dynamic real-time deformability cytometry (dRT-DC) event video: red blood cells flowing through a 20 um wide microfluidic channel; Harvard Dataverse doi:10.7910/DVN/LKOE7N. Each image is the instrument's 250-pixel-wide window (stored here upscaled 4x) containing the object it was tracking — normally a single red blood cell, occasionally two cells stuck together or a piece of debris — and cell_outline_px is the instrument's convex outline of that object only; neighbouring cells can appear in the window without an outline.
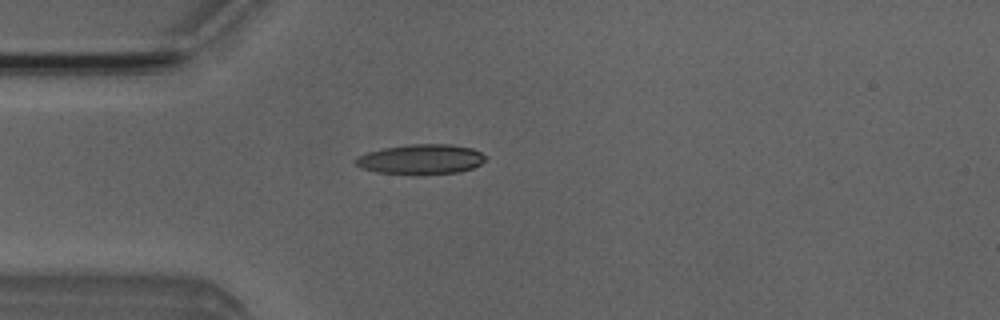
{"species": "Egyptian fruit bat (a non-hibernating species)", "species_latin": "Rousettus aegyptiacus", "temperature_condition": "room temperature", "stored_images_in_passage": 2, "camera_frame_rate_fps": 3000, "um_per_image_px": 0.085, "animal": {"sex": "male"}, "frame": {"image": 1, "passage_image": 2, "time_ms": 1.0, "image_size_px": [1000, 320], "cell_outline_px": [[484, 160], [480, 164], [472, 168], [460, 172], [376, 172], [360, 168], [352, 160], [356, 156], [368, 152], [384, 148], [412, 144], [452, 144], [472, 148], [480, 152], [484, 156]], "centroid_in_image_um": [35.75, 13.5], "position_along_channel_um": 49.3, "area_um2": 21.91}}